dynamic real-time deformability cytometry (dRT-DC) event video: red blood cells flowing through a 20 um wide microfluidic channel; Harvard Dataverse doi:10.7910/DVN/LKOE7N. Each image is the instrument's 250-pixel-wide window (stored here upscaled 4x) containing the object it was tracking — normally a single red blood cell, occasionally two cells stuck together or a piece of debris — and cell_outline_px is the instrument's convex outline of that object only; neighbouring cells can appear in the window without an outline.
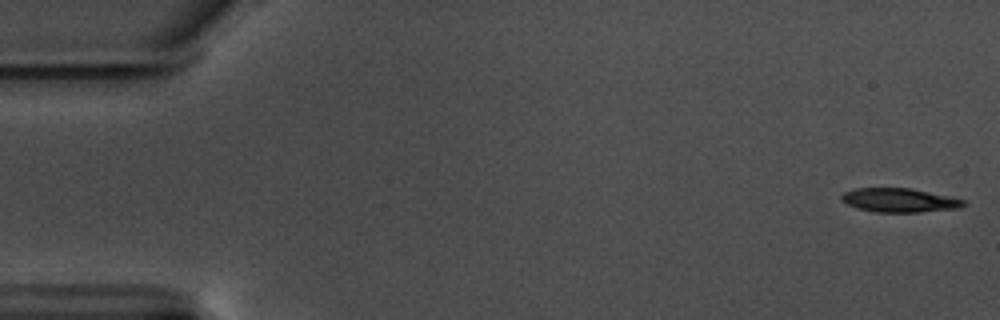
{"species": "common noctule bat (a hibernating species)", "species_latin": "Nyctalus noctula", "temperature_condition": "warm", "stored_images_in_passage": 15, "camera_frame_rate_fps": 3000, "um_per_image_px": 0.085, "animal": {"sex": "male", "body_mass_g": 17.5, "forearm_length_mm": 52.3}, "frame": {"image": 1, "passage_image": 1, "time_ms": 0.0, "image_size_px": [1000, 320], "cell_outline_px": [[968, 204], [960, 208], [920, 212], [876, 212], [856, 208], [840, 200], [840, 196], [844, 192], [856, 188], [912, 188], [948, 196], [964, 200]], "centroid_in_image_um": [76.45, 17.02], "position_along_channel_um": 8.6, "area_um2": 17.11}}